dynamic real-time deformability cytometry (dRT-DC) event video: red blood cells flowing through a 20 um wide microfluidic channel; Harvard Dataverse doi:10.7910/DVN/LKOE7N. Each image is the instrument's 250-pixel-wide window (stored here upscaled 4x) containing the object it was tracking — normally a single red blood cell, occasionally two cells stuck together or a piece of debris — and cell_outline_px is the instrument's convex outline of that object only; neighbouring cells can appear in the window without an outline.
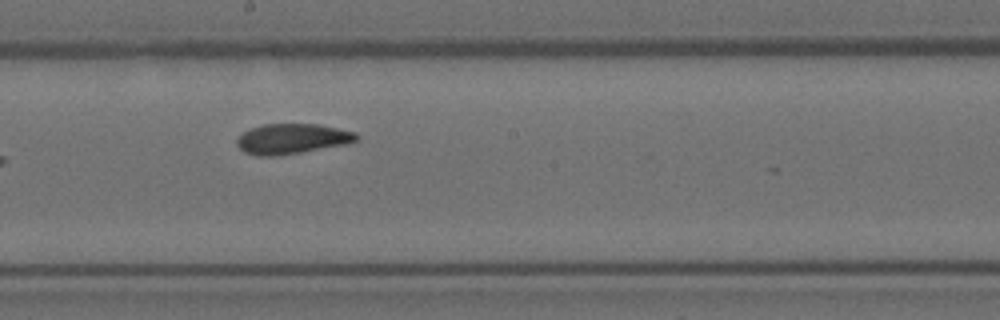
{"species": "Egyptian fruit bat (a non-hibernating species)", "species_latin": "Rousettus aegyptiacus", "temperature_condition": "room temperature", "stored_images_in_passage": 6, "camera_frame_rate_fps": 3000, "um_per_image_px": 0.085, "animal": {"sex": "female"}, "frame": {"image": 1, "passage_image": 6, "time_ms": 1.667, "image_size_px": [1000, 320], "cell_outline_px": [[360, 136], [356, 140], [344, 144], [300, 152], [272, 156], [260, 156], [244, 152], [236, 144], [236, 140], [244, 132], [252, 128], [264, 124], [320, 124], [356, 132]], "centroid_in_image_um": [24.82, 11.79], "position_along_channel_um": 223.4, "area_um2": 20.75}}